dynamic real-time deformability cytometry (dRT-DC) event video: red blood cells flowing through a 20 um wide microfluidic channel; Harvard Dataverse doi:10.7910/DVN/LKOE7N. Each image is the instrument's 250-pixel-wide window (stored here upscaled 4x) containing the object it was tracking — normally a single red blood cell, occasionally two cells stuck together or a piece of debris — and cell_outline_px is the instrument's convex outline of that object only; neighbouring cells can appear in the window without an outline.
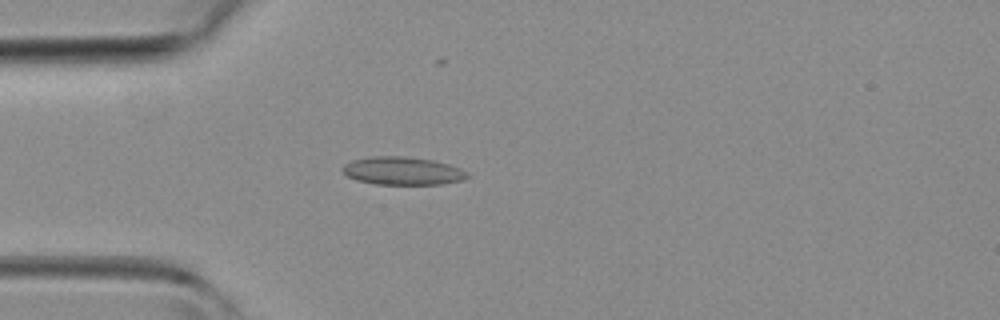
{"species": "common noctule bat (a hibernating species)", "species_latin": "Nyctalus noctula", "temperature_condition": "room temperature", "stored_images_in_passage": 44, "camera_frame_rate_fps": 3000, "um_per_image_px": 0.085, "animal": {"sex": "female", "body_mass_g": 19.3, "forearm_length_mm": 54.1}, "frame": {"image": 1, "passage_image": 11, "time_ms": 3.333, "image_size_px": [1000, 320], "cell_outline_px": [[472, 176], [464, 180], [444, 184], [376, 184], [356, 180], [348, 176], [340, 168], [344, 164], [352, 160], [372, 156], [404, 156], [432, 160], [448, 164], [460, 168], [468, 172]], "centroid_in_image_um": [34.25, 14.53], "position_along_channel_um": 50.7, "area_um2": 20.52}}
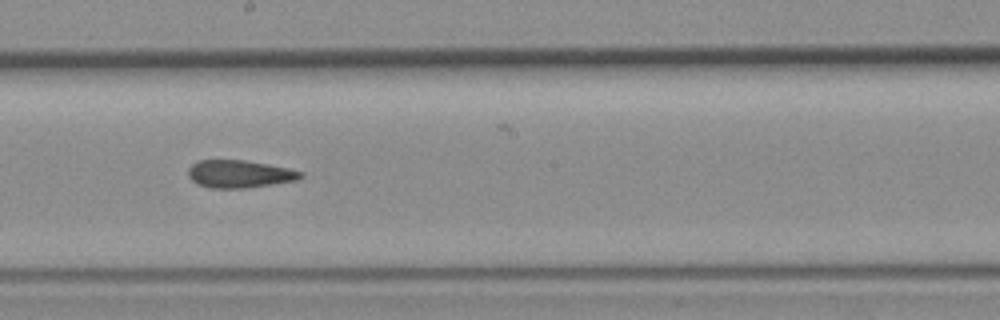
{"frame": {"image": 2, "passage_image": 23, "time_ms": 7.333, "image_size_px": [1000, 320], "cell_outline_px": [[304, 176], [300, 180], [244, 188], [208, 188], [196, 184], [188, 176], [188, 168], [192, 164], [200, 160], [244, 160], [268, 164], [288, 168], [304, 172]], "centroid_in_image_um": [20.37, 14.79], "position_along_channel_um": 227.8, "area_um2": 18.26}}
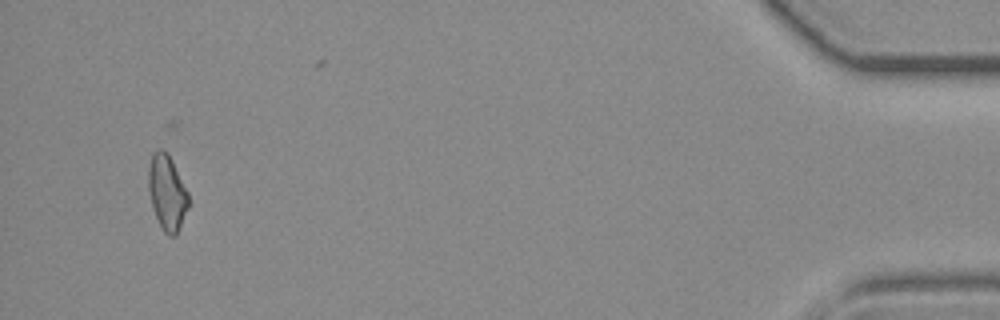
{"frame": {"image": 3, "passage_image": 41, "time_ms": 13.333, "image_size_px": [1000, 320], "cell_outline_px": [[188, 208], [176, 236], [168, 236], [164, 232], [156, 216], [148, 192], [148, 168], [152, 152], [160, 148], [164, 148], [168, 152], [188, 192]], "centroid_in_image_um": [14.19, 16.32], "position_along_channel_um": 421.0, "area_um2": 17.63}}